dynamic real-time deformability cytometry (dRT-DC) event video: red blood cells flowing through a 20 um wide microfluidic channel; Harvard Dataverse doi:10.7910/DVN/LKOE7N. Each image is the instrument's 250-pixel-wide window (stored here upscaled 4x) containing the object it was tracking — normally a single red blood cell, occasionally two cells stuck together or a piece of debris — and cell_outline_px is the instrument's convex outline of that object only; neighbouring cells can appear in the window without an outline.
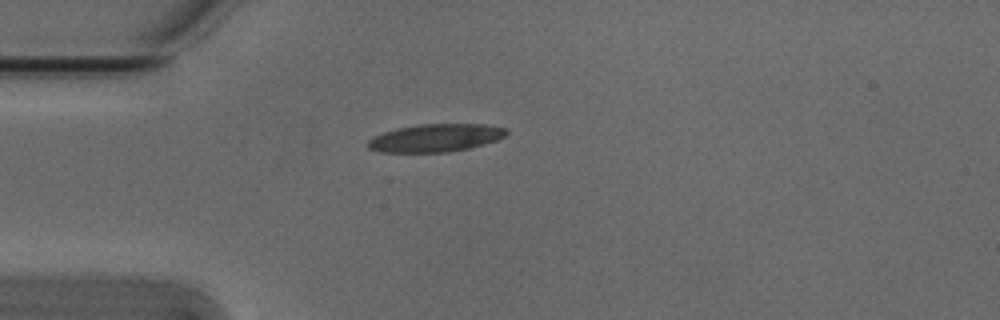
{"species": "Egyptian fruit bat (a non-hibernating species)", "species_latin": "Rousettus aegyptiacus", "temperature_condition": "cold", "stored_images_in_passage": 2, "camera_frame_rate_fps": 3000, "um_per_image_px": 0.085, "animal": {"sex": "male"}, "frame": {"image": 1, "passage_image": 1, "time_ms": 0.0, "image_size_px": [1000, 320], "cell_outline_px": [[508, 132], [504, 136], [496, 140], [484, 144], [468, 148], [448, 152], [380, 152], [368, 148], [368, 140], [372, 136], [396, 128], [420, 124], [484, 124], [508, 128]], "centroid_in_image_um": [37.01, 11.71], "position_along_channel_um": 48.0, "area_um2": 22.48}}